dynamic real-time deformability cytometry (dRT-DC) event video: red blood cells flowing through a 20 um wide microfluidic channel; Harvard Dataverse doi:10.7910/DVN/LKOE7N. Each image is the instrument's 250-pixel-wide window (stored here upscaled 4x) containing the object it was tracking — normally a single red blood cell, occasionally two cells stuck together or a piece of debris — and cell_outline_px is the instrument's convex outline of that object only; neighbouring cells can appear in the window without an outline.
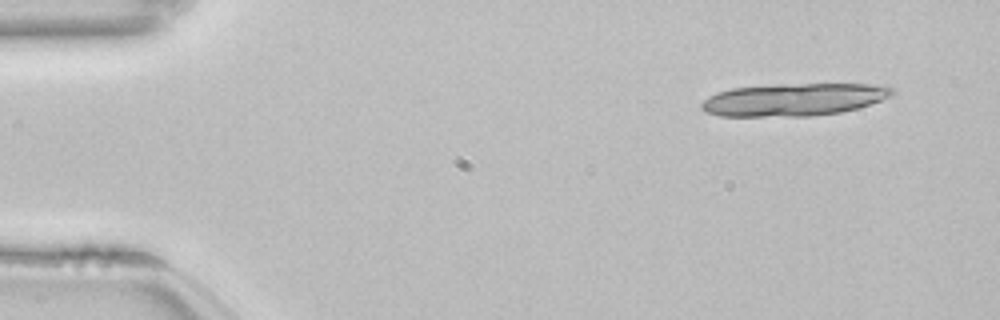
{"species": "common noctule bat (a hibernating species)", "species_latin": "Nyctalus noctula", "temperature_condition": "room temperature", "stored_images_in_passage": 18, "camera_frame_rate_fps": 3000, "um_per_image_px": 0.085, "animal": {"sex": "female", "body_mass_g": 22.7, "forearm_length_mm": 54.2}, "frame": {"image": 1, "passage_image": 4, "time_ms": 1.0, "image_size_px": [1000, 320], "cell_outline_px": [[896, 92], [880, 100], [856, 108], [840, 112], [812, 116], [720, 116], [704, 112], [700, 108], [700, 104], [708, 96], [716, 92], [732, 88], [780, 84], [868, 84], [892, 88]], "centroid_in_image_um": [67.38, 8.47], "position_along_channel_um": 17.6, "area_um2": 36.01}}